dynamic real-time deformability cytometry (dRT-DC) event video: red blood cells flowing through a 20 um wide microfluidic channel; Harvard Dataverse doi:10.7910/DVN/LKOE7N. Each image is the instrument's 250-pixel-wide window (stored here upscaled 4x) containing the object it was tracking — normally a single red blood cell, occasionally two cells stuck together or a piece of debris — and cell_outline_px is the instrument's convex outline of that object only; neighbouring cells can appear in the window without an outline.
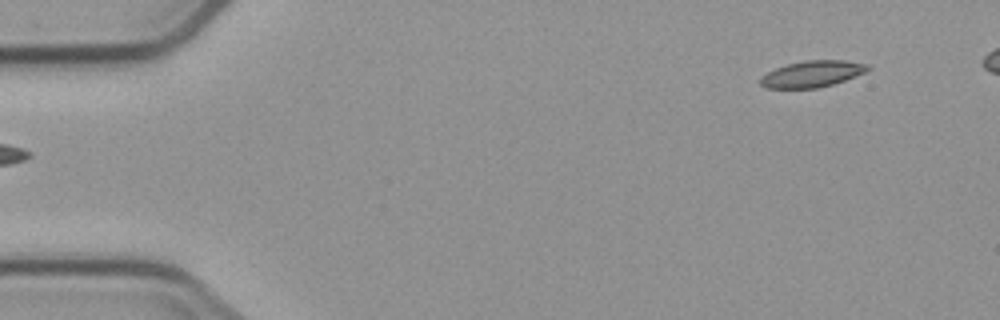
{"species": "common noctule bat (a hibernating species)", "species_latin": "Nyctalus noctula", "temperature_condition": "cold", "stored_images_in_passage": 6, "segment_of_instrument_passage": [2, 2], "camera_frame_rate_fps": 3000, "um_per_image_px": 0.085, "animal": {"sex": "male", "body_mass_g": 23.1, "forearm_length_mm": 52.7}, "frame": {"image": 1, "passage_image": 6, "time_ms": 6.0, "image_size_px": [1000, 320], "cell_outline_px": [[872, 68], [864, 72], [844, 80], [832, 84], [816, 88], [768, 88], [760, 84], [760, 76], [776, 68], [788, 64], [804, 60], [844, 60], [868, 64]], "centroid_in_image_um": [69.03, 6.27], "position_along_channel_um": 16.0, "area_um2": 16.36}}